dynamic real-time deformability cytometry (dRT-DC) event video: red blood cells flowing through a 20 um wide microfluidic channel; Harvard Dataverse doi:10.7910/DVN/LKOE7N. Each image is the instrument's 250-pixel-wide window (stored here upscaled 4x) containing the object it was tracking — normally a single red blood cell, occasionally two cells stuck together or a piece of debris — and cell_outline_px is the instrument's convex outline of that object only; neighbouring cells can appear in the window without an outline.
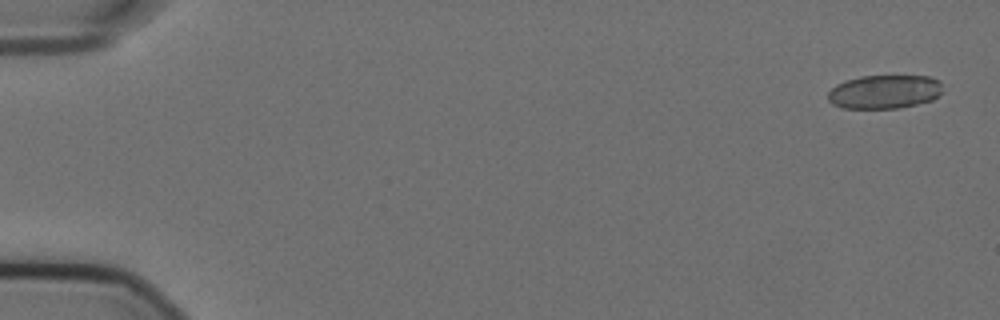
{"species": "Egyptian fruit bat (a non-hibernating species)", "species_latin": "Rousettus aegyptiacus", "temperature_condition": "cold", "stored_images_in_passage": 13, "camera_frame_rate_fps": 3000, "um_per_image_px": 0.085, "animal": {"sex": "female"}, "frame": {"image": 1, "passage_image": 3, "time_ms": 0.667, "image_size_px": [1000, 320], "cell_outline_px": [[940, 92], [932, 100], [900, 108], [840, 108], [832, 104], [828, 100], [828, 92], [836, 84], [860, 76], [928, 76], [940, 80]], "centroid_in_image_um": [75.14, 7.8], "position_along_channel_um": 9.9, "area_um2": 22.43}}